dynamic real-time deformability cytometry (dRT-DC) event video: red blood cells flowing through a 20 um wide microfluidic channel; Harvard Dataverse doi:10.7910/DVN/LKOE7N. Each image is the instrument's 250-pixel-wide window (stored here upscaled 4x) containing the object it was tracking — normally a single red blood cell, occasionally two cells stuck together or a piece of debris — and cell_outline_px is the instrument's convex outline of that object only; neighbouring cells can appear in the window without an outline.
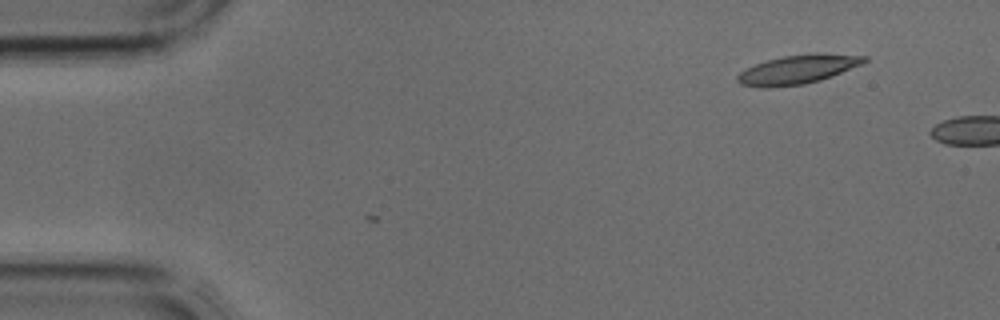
{"species": "common noctule bat (a hibernating species)", "species_latin": "Nyctalus noctula", "temperature_condition": "cold", "stored_images_in_passage": 2, "camera_frame_rate_fps": 3000, "um_per_image_px": 0.085, "animal": {"sex": "male", "body_mass_g": 17.9, "forearm_length_mm": 54.2}, "frame": {"image": 1, "passage_image": 2, "time_ms": 0.333, "image_size_px": [1000, 320], "cell_outline_px": [[868, 60], [864, 64], [832, 76], [820, 80], [804, 84], [768, 88], [760, 88], [740, 84], [736, 80], [736, 76], [740, 72], [756, 64], [768, 60], [784, 56], [816, 52], [868, 56]], "centroid_in_image_um": [67.85, 5.9], "position_along_channel_um": 17.1, "area_um2": 21.62}}